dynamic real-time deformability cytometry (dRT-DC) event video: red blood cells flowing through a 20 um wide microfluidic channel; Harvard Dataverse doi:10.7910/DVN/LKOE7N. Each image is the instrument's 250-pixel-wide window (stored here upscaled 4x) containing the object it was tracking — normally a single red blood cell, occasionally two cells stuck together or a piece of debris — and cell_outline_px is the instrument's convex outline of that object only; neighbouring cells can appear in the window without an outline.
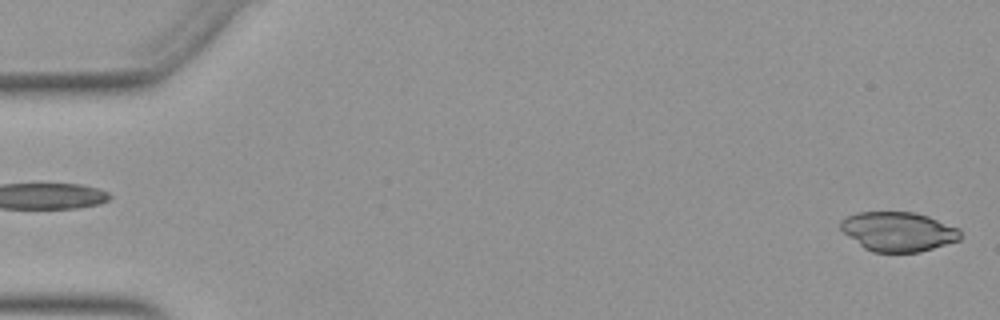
{"species": "Egyptian fruit bat (a non-hibernating species)", "species_latin": "Rousettus aegyptiacus", "temperature_condition": "warm", "stored_images_in_passage": 51, "camera_frame_rate_fps": 3000, "um_per_image_px": 0.085, "animal": {"sex": "female"}, "frame": {"image": 1, "passage_image": 1, "time_ms": 0.0, "image_size_px": [1000, 320], "cell_outline_px": [[960, 240], [920, 252], [872, 252], [864, 248], [844, 232], [840, 228], [840, 220], [856, 212], [912, 212], [928, 216], [960, 228]], "centroid_in_image_um": [76.36, 19.68], "position_along_channel_um": 8.6, "area_um2": 27.46}}
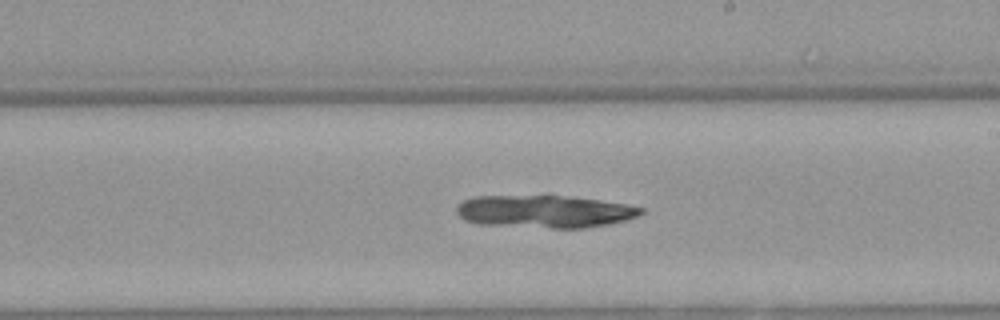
{"frame": {"image": 2, "passage_image": 30, "time_ms": 9.667, "image_size_px": [1000, 320], "cell_outline_px": [[644, 212], [636, 216], [624, 220], [608, 224], [584, 228], [552, 228], [480, 224], [464, 220], [456, 212], [456, 208], [464, 200], [476, 196], [548, 192], [600, 200], [624, 204], [644, 208]], "centroid_in_image_um": [46.25, 17.92], "position_along_channel_um": 242.8, "area_um2": 36.24}}
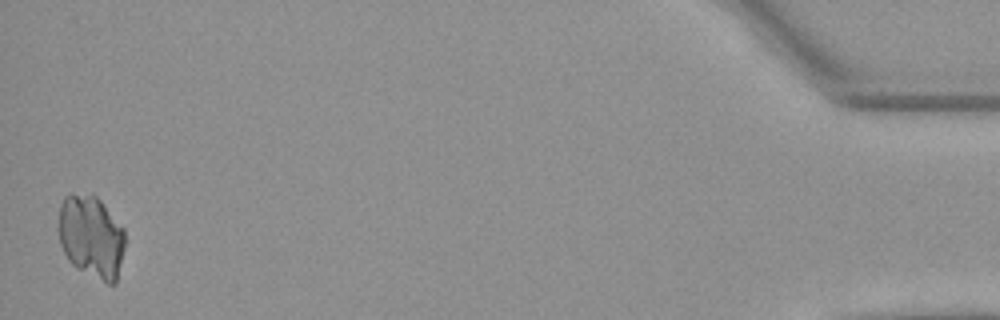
{"frame": {"image": 3, "passage_image": 51, "time_ms": 16.667, "image_size_px": [1000, 320], "cell_outline_px": [[124, 248], [116, 284], [108, 284], [76, 268], [68, 260], [60, 244], [56, 228], [60, 204], [64, 196], [72, 192], [92, 192], [100, 200], [124, 228]], "centroid_in_image_um": [7.71, 20.07], "position_along_channel_um": 427.5, "area_um2": 32.83}}